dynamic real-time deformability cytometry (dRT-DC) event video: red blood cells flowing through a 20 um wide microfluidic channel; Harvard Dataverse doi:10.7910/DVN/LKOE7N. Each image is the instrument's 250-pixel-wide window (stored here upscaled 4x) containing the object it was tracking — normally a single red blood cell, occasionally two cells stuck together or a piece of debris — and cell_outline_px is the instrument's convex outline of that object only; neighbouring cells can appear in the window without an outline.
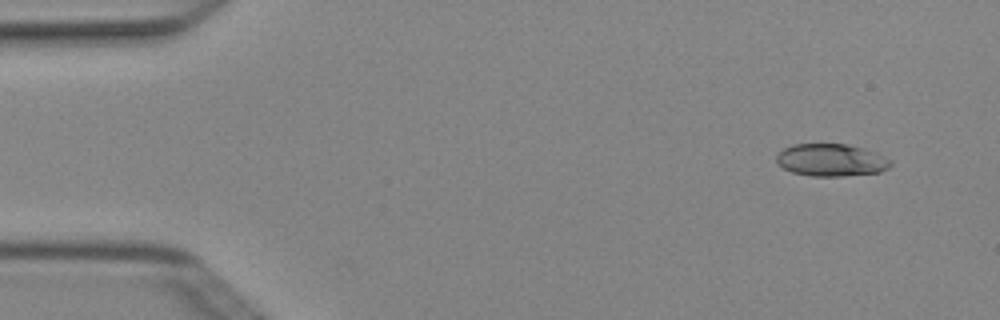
{"species": "Egyptian fruit bat (a non-hibernating species)", "species_latin": "Rousettus aegyptiacus", "temperature_condition": "cold", "stored_images_in_passage": 4, "camera_frame_rate_fps": 3000, "um_per_image_px": 0.085, "animal": {"sex": "female"}, "frame": {"image": 1, "passage_image": 1, "time_ms": 0.0, "image_size_px": [1000, 320], "cell_outline_px": [[892, 164], [888, 168], [880, 172], [840, 176], [812, 176], [792, 172], [776, 164], [776, 156], [784, 148], [792, 144], [844, 144], [864, 148], [876, 152], [892, 160]], "centroid_in_image_um": [70.65, 13.6], "position_along_channel_um": 14.3, "area_um2": 21.62}}
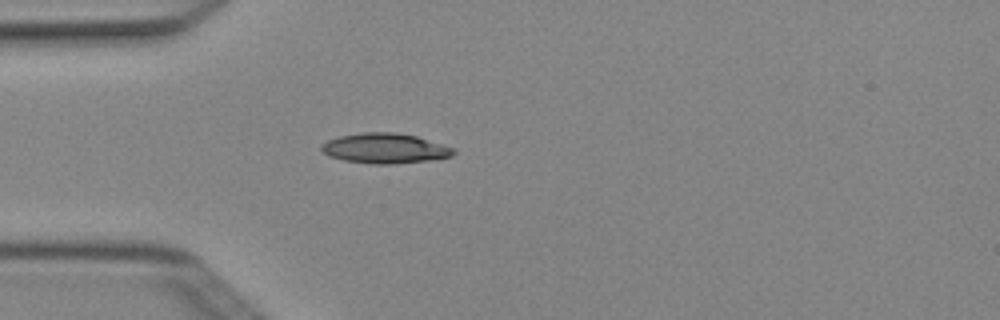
{"frame": {"image": 2, "passage_image": 4, "time_ms": 1.0, "image_size_px": [1000, 320], "cell_outline_px": [[456, 152], [452, 156], [432, 160], [388, 164], [376, 164], [344, 160], [328, 156], [320, 148], [320, 144], [328, 140], [340, 136], [364, 132], [392, 132], [416, 136], [456, 148]], "centroid_in_image_um": [32.74, 12.61], "position_along_channel_um": 52.3, "area_um2": 23.12}}